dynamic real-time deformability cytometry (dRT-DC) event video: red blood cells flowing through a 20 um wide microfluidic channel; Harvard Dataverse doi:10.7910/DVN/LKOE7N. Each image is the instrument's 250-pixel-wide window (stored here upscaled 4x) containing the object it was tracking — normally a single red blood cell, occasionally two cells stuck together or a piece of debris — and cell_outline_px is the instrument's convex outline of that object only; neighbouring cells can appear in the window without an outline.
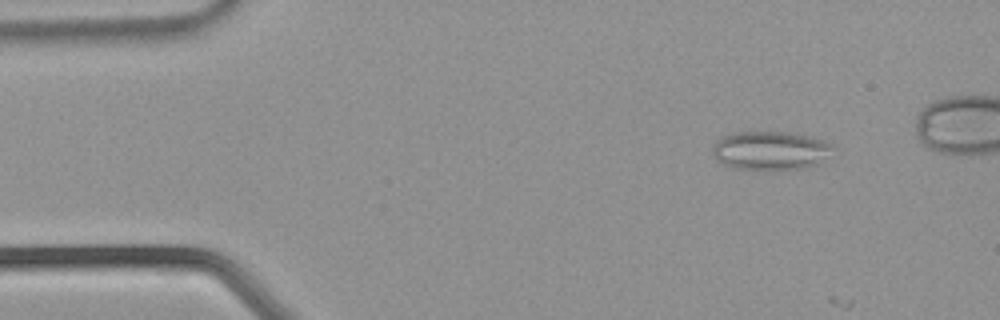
{"species": "common noctule bat (a hibernating species)", "species_latin": "Nyctalus noctula", "temperature_condition": "warm", "stored_images_in_passage": 6, "camera_frame_rate_fps": 3000, "um_per_image_px": 0.085, "animal": {"sex": "male", "body_mass_g": 21.5, "forearm_length_mm": 52.0}, "frame": {"image": 1, "passage_image": 5, "time_ms": 1.333, "image_size_px": [1000, 320], "cell_outline_px": [[836, 148], [820, 164], [804, 168], [732, 168], [716, 160], [712, 152], [712, 148], [716, 140], [732, 132], [784, 132], [808, 136], [824, 140], [832, 144]], "centroid_in_image_um": [65.5, 12.78], "position_along_channel_um": 19.5, "area_um2": 26.99}}